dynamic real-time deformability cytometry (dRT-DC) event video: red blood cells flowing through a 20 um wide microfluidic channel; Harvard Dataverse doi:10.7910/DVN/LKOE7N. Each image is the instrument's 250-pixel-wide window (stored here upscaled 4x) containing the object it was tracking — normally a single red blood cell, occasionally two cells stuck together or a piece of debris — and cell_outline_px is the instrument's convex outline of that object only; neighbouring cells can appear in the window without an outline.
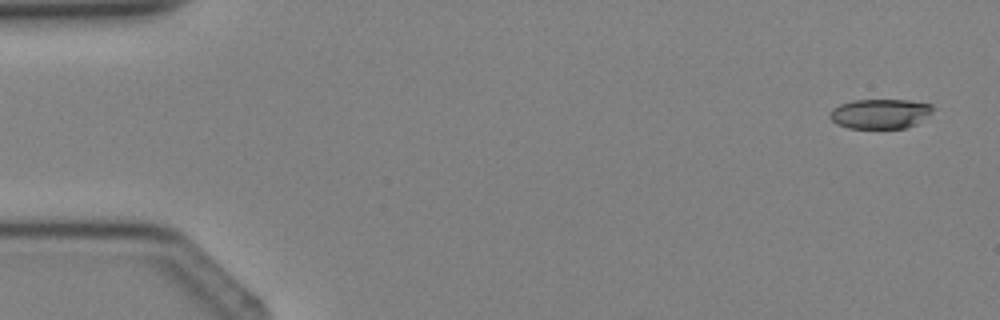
{"species": "Egyptian fruit bat (a non-hibernating species)", "species_latin": "Rousettus aegyptiacus", "temperature_condition": "cold", "stored_images_in_passage": 4, "camera_frame_rate_fps": 3000, "um_per_image_px": 0.085, "animal": {"sex": "female"}, "frame": {"image": 1, "passage_image": 1, "time_ms": 0.0, "image_size_px": [1000, 320], "cell_outline_px": [[936, 108], [932, 112], [916, 124], [904, 128], [848, 128], [836, 124], [828, 116], [828, 112], [832, 108], [840, 104], [852, 100], [908, 100], [932, 104]], "centroid_in_image_um": [74.79, 9.66], "position_along_channel_um": 10.2, "area_um2": 18.03}}